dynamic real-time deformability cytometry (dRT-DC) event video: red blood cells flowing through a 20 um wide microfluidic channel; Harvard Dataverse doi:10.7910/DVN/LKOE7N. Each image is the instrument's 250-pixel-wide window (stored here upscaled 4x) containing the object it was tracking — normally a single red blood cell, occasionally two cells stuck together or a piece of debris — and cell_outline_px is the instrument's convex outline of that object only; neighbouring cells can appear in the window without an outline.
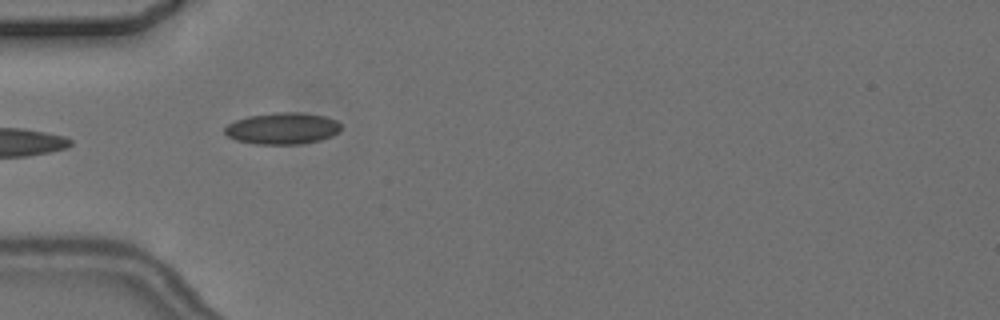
{"species": "common noctule bat (a hibernating species)", "species_latin": "Nyctalus noctula", "temperature_condition": "cold", "stored_images_in_passage": 5, "camera_frame_rate_fps": 3000, "um_per_image_px": 0.085, "animal": {"sex": "female", "body_mass_g": 24.6, "forearm_length_mm": 56.2}, "frame": {"image": 1, "passage_image": 5, "time_ms": 4.667, "image_size_px": [1000, 320], "cell_outline_px": [[340, 132], [332, 136], [320, 140], [300, 144], [256, 144], [236, 140], [228, 136], [224, 132], [224, 128], [228, 124], [236, 120], [248, 116], [276, 112], [304, 112], [324, 116], [336, 120], [340, 124]], "centroid_in_image_um": [24.02, 10.91], "position_along_channel_um": 61.0, "area_um2": 21.5}}